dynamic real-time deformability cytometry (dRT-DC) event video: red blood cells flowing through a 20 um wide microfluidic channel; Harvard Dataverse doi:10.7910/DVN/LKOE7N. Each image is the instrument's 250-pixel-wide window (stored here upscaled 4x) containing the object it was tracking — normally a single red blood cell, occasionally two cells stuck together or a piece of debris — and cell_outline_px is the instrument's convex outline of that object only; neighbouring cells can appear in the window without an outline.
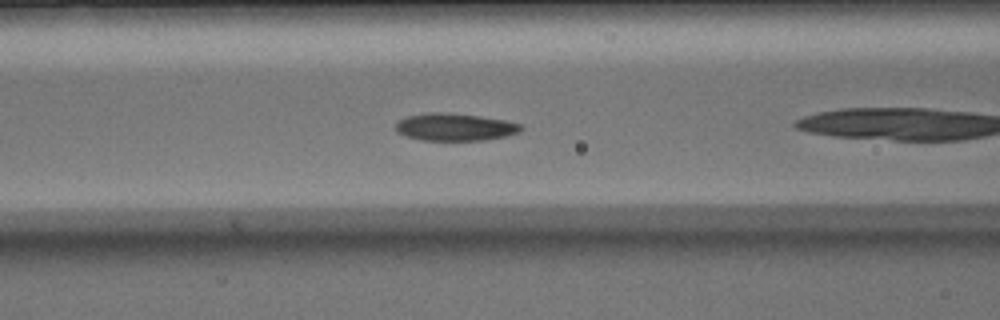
{"species": "Egyptian fruit bat (a non-hibernating species)", "species_latin": "Rousettus aegyptiacus", "temperature_condition": "warm", "stored_images_in_passage": 35, "camera_frame_rate_fps": 3000, "um_per_image_px": 0.085, "animal": {"sex": "male"}, "frame": {"image": 1, "passage_image": 5, "time_ms": 1.333, "image_size_px": [1000, 320], "cell_outline_px": [[524, 128], [520, 132], [504, 136], [484, 140], [420, 140], [408, 136], [400, 132], [396, 128], [396, 120], [408, 116], [428, 112], [448, 112], [480, 116], [504, 120], [524, 124]], "centroid_in_image_um": [38.7, 10.78], "position_along_channel_um": 127.9, "area_um2": 20.06}}
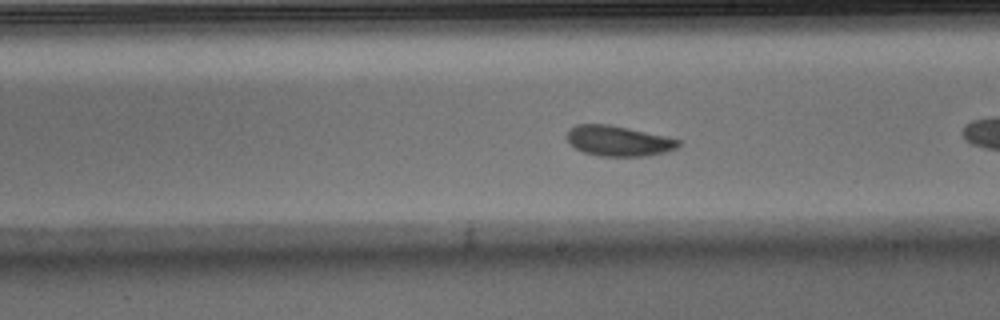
{"frame": {"image": 2, "passage_image": 13, "time_ms": 4.0, "image_size_px": [1000, 320], "cell_outline_px": [[680, 144], [676, 148], [664, 152], [648, 156], [596, 156], [584, 152], [576, 148], [568, 140], [568, 128], [576, 124], [608, 124], [628, 128], [664, 136], [680, 140]], "centroid_in_image_um": [52.55, 11.98], "position_along_channel_um": 236.5, "area_um2": 19.54}}
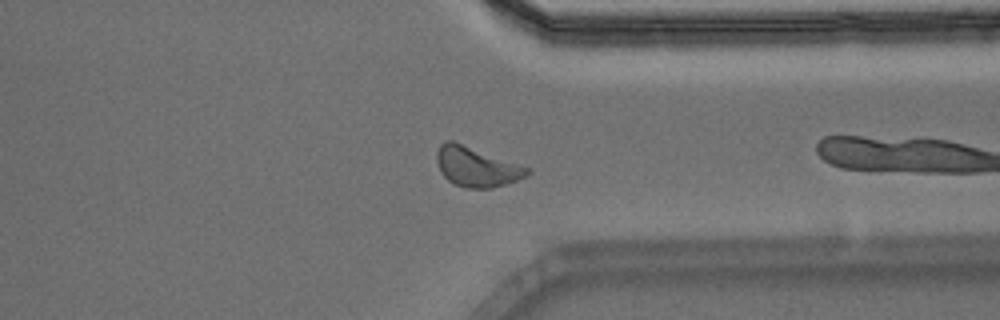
{"frame": {"image": 3, "passage_image": 23, "time_ms": 7.333, "image_size_px": [1000, 320], "cell_outline_px": [[532, 172], [528, 176], [492, 188], [464, 188], [448, 180], [440, 172], [436, 160], [436, 152], [440, 144], [444, 140], [452, 140], [528, 168]], "centroid_in_image_um": [40.45, 14.18], "position_along_channel_um": 370.9, "area_um2": 20.69}, "authors_computed_cell_mechanics": {"area_um2": 20.0566, "velocity_mm_per_s": 4.069, "shape_relaxation_time_tau1_ms": 2.203, "shape_relaxation_time_tau2_ms": 6.2706, "deformation_change_tau1": 0.0602, "deformation_change_tau2": 0.1084}}